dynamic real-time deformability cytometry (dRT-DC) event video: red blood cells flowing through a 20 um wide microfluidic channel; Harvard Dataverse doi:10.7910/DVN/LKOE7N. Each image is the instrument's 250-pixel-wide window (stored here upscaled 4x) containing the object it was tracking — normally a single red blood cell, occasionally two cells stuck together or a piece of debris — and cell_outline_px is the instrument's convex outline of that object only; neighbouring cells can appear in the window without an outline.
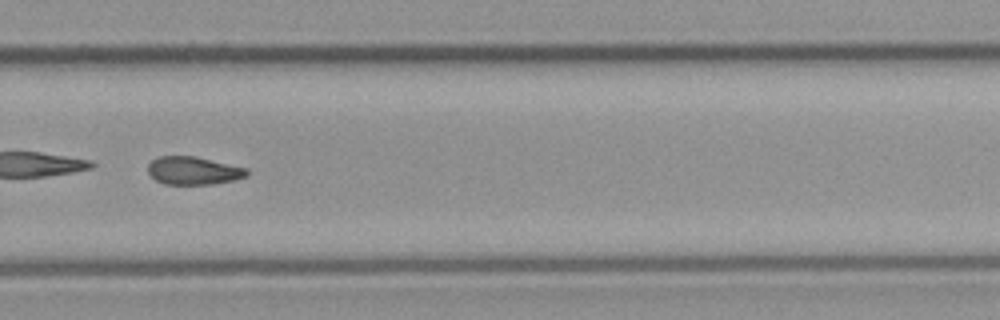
{"species": "common noctule bat (a hibernating species)", "species_latin": "Nyctalus noctula", "temperature_condition": "cold", "stored_images_in_passage": 40, "camera_frame_rate_fps": 3000, "um_per_image_px": 0.085, "animal": {"sex": "male", "body_mass_g": 23.1, "forearm_length_mm": 52.7}, "frame": {"image": 1, "passage_image": 29, "time_ms": 9.333, "image_size_px": [1000, 320], "cell_outline_px": [[248, 176], [232, 180], [212, 184], [164, 184], [156, 180], [148, 172], [148, 164], [152, 160], [160, 156], [196, 156], [248, 168]], "centroid_in_image_um": [16.45, 14.5], "position_along_channel_um": 313.3, "area_um2": 16.13}}